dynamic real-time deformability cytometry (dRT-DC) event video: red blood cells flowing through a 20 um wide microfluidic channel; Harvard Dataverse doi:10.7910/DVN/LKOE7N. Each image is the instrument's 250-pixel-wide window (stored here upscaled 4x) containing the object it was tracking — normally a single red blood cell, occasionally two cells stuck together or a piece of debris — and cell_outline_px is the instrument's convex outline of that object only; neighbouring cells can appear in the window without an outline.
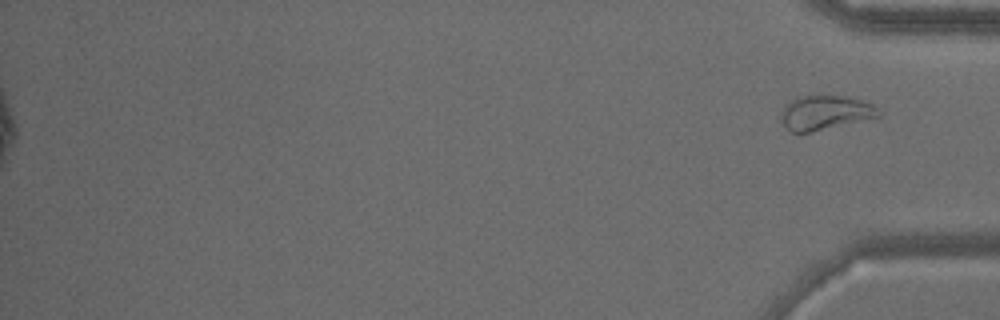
{"species": "common noctule bat (a hibernating species)", "species_latin": "Nyctalus noctula", "temperature_condition": "warm", "stored_images_in_passage": 37, "segment_of_instrument_passage": [2, 2], "camera_frame_rate_fps": 3000, "um_per_image_px": 0.085, "animal": {"sex": "male", "body_mass_g": 15.6}, "frame": {"image": 1, "passage_image": 37, "time_ms": 12.0, "image_size_px": [1000, 320], "cell_outline_px": [[880, 116], [812, 132], [792, 132], [780, 120], [780, 112], [784, 104], [788, 100], [796, 96], [844, 96], [860, 100], [872, 104], [880, 112]], "centroid_in_image_um": [70.06, 9.56], "position_along_channel_um": 365.1, "area_um2": 19.48}}